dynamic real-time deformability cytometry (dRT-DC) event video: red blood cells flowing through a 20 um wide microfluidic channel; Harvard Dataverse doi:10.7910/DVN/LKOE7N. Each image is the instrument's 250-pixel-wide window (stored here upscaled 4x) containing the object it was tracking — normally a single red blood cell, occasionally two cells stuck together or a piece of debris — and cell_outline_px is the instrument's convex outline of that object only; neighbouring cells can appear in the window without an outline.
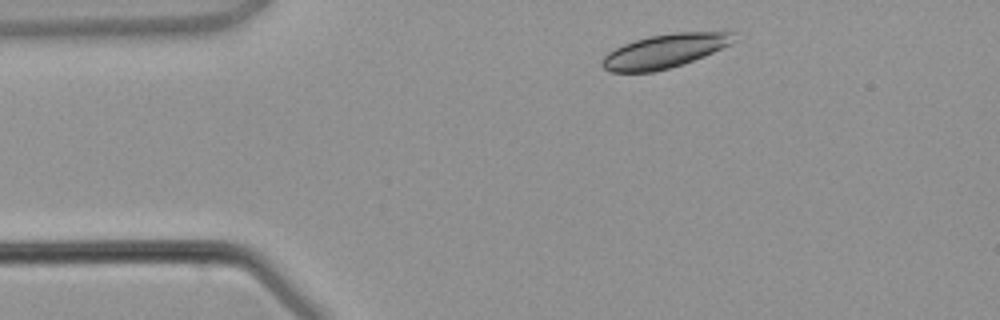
{"species": "common noctule bat (a hibernating species)", "species_latin": "Nyctalus noctula", "temperature_condition": "warm", "stored_images_in_passage": 2, "camera_frame_rate_fps": 3000, "um_per_image_px": 0.085, "animal": {"sex": "male", "body_mass_g": 21.5, "forearm_length_mm": 52.0}, "frame": {"image": 1, "passage_image": 1, "time_ms": 0.0, "image_size_px": [1000, 320], "cell_outline_px": [[736, 32], [728, 44], [704, 56], [668, 68], [652, 72], [612, 72], [604, 68], [600, 64], [604, 56], [608, 52], [624, 44], [648, 36], [672, 32]], "centroid_in_image_um": [56.42, 4.34], "position_along_channel_um": 28.6, "area_um2": 25.37}}